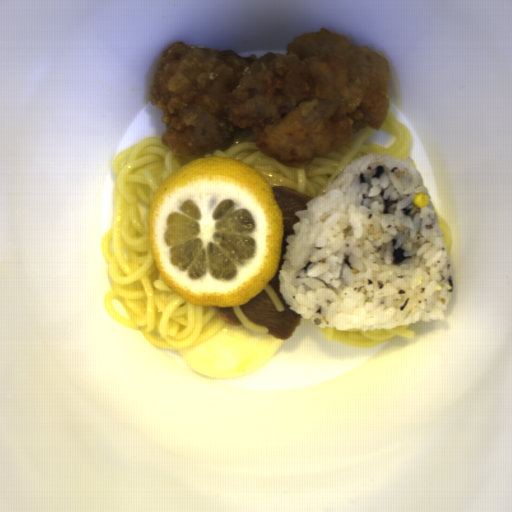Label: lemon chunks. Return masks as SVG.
I'll return each instance as SVG.
<instances>
[{
    "label": "lemon chunks",
    "mask_w": 512,
    "mask_h": 512,
    "mask_svg": "<svg viewBox=\"0 0 512 512\" xmlns=\"http://www.w3.org/2000/svg\"><path fill=\"white\" fill-rule=\"evenodd\" d=\"M160 279L193 305L234 307L279 270L283 214L272 185L226 156L193 159L155 189L146 226Z\"/></svg>",
    "instance_id": "obj_1"
}]
</instances>
